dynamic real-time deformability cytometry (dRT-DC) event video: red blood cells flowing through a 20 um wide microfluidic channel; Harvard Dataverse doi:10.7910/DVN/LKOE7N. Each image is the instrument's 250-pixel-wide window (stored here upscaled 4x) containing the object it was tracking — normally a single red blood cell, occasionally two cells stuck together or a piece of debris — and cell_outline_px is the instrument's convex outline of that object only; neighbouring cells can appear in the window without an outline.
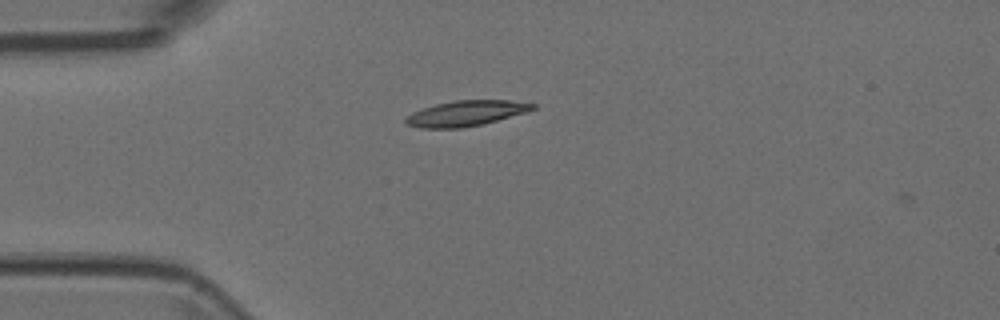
{"species": "Egyptian fruit bat (a non-hibernating species)", "species_latin": "Rousettus aegyptiacus", "temperature_condition": "room temperature", "stored_images_in_passage": 3, "camera_frame_rate_fps": 3000, "um_per_image_px": 0.085, "animal": {"sex": "female"}, "frame": {"image": 1, "passage_image": 3, "time_ms": 0.667, "image_size_px": [1000, 320], "cell_outline_px": [[536, 108], [528, 112], [484, 124], [460, 128], [420, 128], [404, 124], [404, 120], [412, 112], [436, 104], [456, 100], [508, 100], [536, 104]], "centroid_in_image_um": [39.63, 9.64], "position_along_channel_um": 45.4, "area_um2": 18.9}}